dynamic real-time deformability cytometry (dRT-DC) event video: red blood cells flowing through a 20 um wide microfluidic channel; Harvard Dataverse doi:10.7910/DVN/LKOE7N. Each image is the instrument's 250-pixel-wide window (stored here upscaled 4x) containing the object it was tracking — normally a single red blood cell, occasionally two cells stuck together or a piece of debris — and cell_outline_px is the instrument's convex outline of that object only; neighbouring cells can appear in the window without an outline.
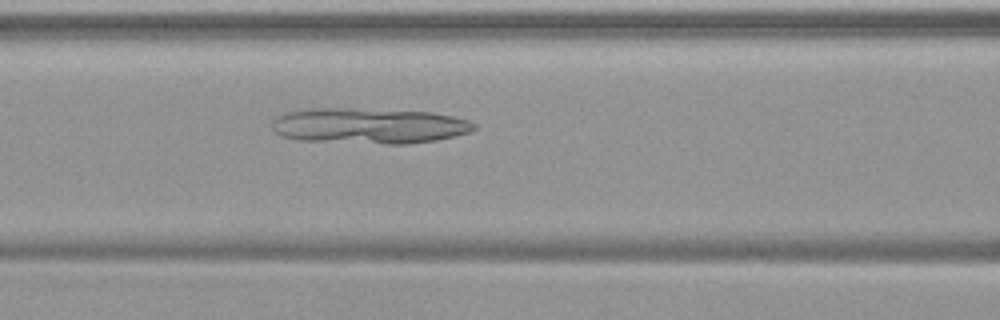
{"species": "common noctule bat (a hibernating species)", "species_latin": "Nyctalus noctula", "temperature_condition": "warm", "stored_images_in_passage": 53, "camera_frame_rate_fps": 3000, "um_per_image_px": 0.085, "animal": {"sex": "female", "body_mass_g": 19.9}, "frame": {"image": 1, "passage_image": 23, "time_ms": 7.333, "image_size_px": [1000, 320], "cell_outline_px": [[476, 128], [472, 132], [436, 140], [408, 144], [384, 144], [296, 140], [280, 136], [272, 128], [272, 120], [276, 116], [284, 112], [308, 108], [352, 108], [432, 112], [452, 116], [468, 120], [476, 124]], "centroid_in_image_um": [31.33, 10.69], "position_along_channel_um": 135.3, "area_um2": 42.54}}
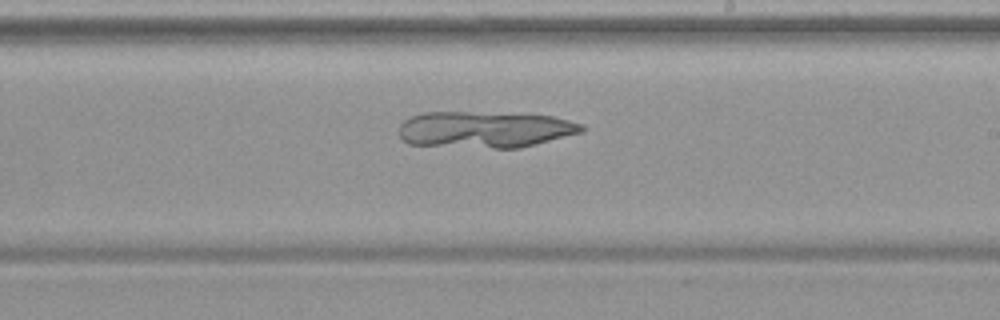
{"frame": {"image": 2, "passage_image": 32, "time_ms": 10.333, "image_size_px": [1000, 320], "cell_outline_px": [[584, 132], [520, 148], [492, 148], [408, 144], [400, 140], [400, 124], [408, 116], [424, 112], [468, 112], [552, 116], [584, 124]], "centroid_in_image_um": [41.19, 11.01], "position_along_channel_um": 247.8, "area_um2": 38.84}}
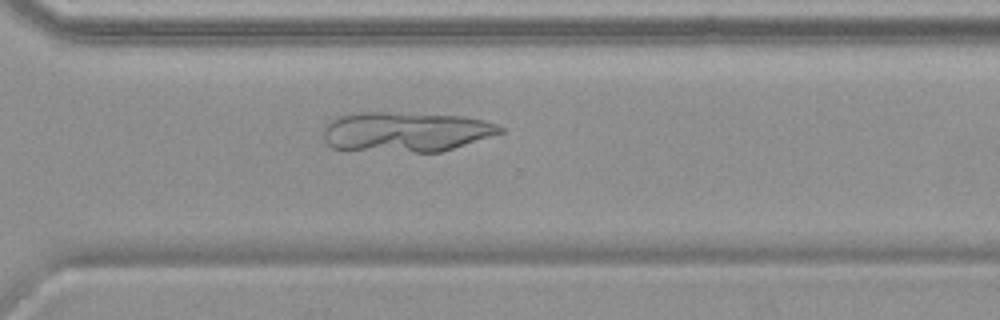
{"frame": {"image": 3, "passage_image": 39, "time_ms": 12.667, "image_size_px": [1000, 320], "cell_outline_px": [[504, 132], [440, 152], [416, 152], [332, 148], [324, 140], [320, 132], [324, 124], [332, 116], [352, 112], [392, 112], [464, 116], [496, 124], [504, 128]], "centroid_in_image_um": [34.38, 11.18], "position_along_channel_um": 336.2, "area_um2": 41.5}}